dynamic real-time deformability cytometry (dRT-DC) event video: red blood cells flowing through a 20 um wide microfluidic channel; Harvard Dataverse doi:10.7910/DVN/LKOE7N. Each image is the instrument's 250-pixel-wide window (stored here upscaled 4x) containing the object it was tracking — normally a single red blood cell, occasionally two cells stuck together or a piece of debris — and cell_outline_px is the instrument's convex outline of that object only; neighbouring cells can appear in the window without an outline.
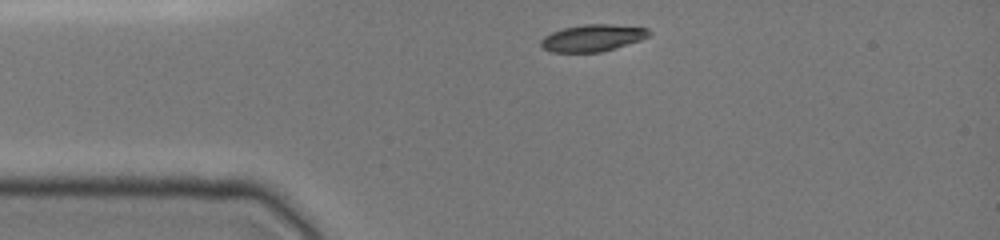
{"species": "common noctule bat (a hibernating species)", "species_latin": "Nyctalus noctula", "temperature_condition": "cold", "stored_images_in_passage": 32, "camera_frame_rate_fps": 3000, "um_per_image_px": 0.085, "animal": {"sex": "female", "body_mass_g": 19.0, "forearm_length_mm": 51.5}, "frame": {"image": 1, "passage_image": 1, "time_ms": 0.0, "image_size_px": [1000, 240], "cell_outline_px": [[652, 32], [648, 36], [640, 40], [600, 52], [552, 52], [544, 48], [540, 44], [540, 40], [544, 36], [552, 32], [564, 28], [584, 24], [612, 24], [648, 28]], "centroid_in_image_um": [50.37, 3.21], "position_along_channel_um": 34.6, "area_um2": 16.82}}
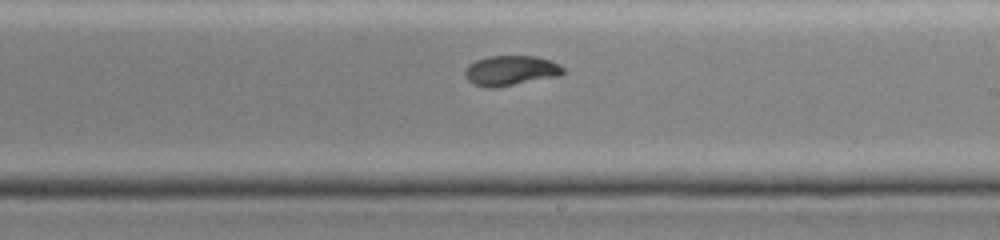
{"frame": {"image": 2, "passage_image": 19, "time_ms": 6.0, "image_size_px": [1000, 240], "cell_outline_px": [[564, 72], [560, 76], [492, 88], [488, 88], [472, 84], [464, 76], [464, 72], [468, 64], [476, 60], [488, 56], [536, 56], [552, 60], [560, 64], [564, 68]], "centroid_in_image_um": [43.41, 5.99], "position_along_channel_um": 245.6, "area_um2": 17.34}}
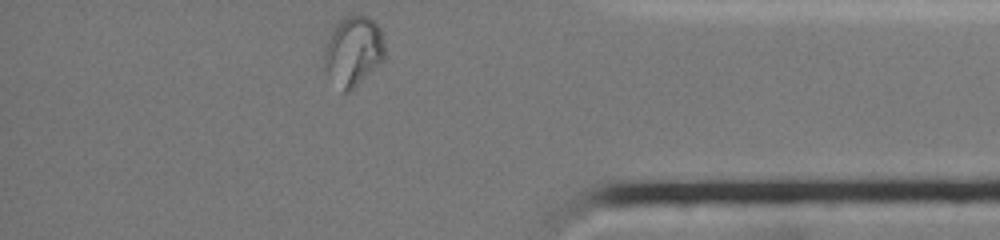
{"frame": {"image": 3, "passage_image": 32, "time_ms": 10.333, "image_size_px": [1000, 240], "cell_outline_px": [[384, 60], [380, 64], [348, 92], [344, 92], [324, 68], [324, 48], [332, 24], [344, 16], [368, 16], [380, 28], [384, 44]], "centroid_in_image_um": [30.01, 4.29], "position_along_channel_um": 405.2, "area_um2": 24.51}, "authors_computed_cell_mechanics": {"area_um2": 17.4556, "velocity_mm_per_s": 3.9808, "shape_relaxation_time_tau1_ms": 5.1884, "shape_relaxation_time_tau2_ms": 0.7251, "deformation_change_tau1": 0.1862, "deformation_change_tau2": 0.0253}}